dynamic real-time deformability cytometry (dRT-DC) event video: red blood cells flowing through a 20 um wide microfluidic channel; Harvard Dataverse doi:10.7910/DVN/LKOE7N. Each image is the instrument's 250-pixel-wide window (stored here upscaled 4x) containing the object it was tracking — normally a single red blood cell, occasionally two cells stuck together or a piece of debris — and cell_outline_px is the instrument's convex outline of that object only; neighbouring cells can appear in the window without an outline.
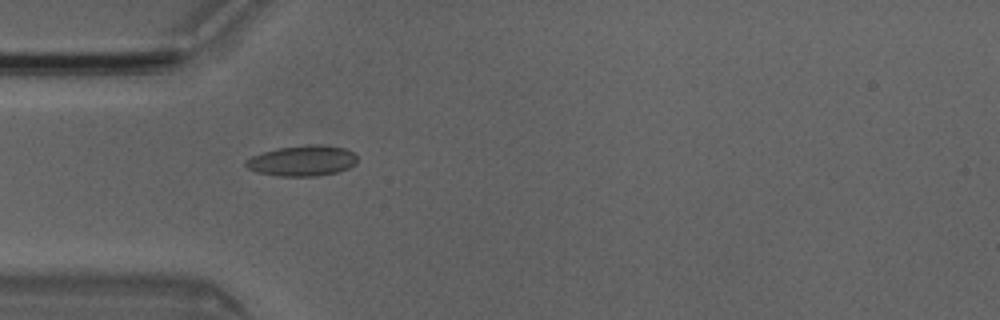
{"species": "Egyptian fruit bat (a non-hibernating species)", "species_latin": "Rousettus aegyptiacus", "temperature_condition": "room temperature", "stored_images_in_passage": 3, "camera_frame_rate_fps": 3000, "um_per_image_px": 0.085, "animal": {"sex": "male"}, "frame": {"image": 1, "passage_image": 3, "time_ms": 0.667, "image_size_px": [1000, 320], "cell_outline_px": [[356, 164], [348, 168], [336, 172], [312, 176], [280, 176], [256, 172], [248, 168], [244, 164], [244, 160], [252, 156], [276, 148], [308, 144], [324, 144], [344, 148], [352, 152], [356, 156]], "centroid_in_image_um": [25.67, 13.65], "position_along_channel_um": 59.3, "area_um2": 19.88}}